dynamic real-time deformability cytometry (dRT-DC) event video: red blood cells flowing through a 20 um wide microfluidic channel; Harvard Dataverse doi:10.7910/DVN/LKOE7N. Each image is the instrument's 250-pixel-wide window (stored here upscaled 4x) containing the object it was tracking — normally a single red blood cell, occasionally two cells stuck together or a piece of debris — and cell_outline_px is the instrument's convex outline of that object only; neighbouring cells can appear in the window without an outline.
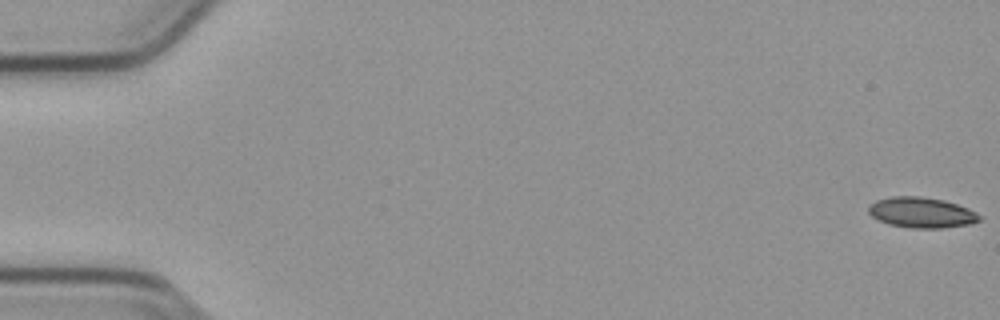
{"species": "common noctule bat (a hibernating species)", "species_latin": "Nyctalus noctula", "temperature_condition": "cold", "stored_images_in_passage": 56, "camera_frame_rate_fps": 3000, "um_per_image_px": 0.085, "animal": {"sex": "male", "body_mass_g": 23.1, "forearm_length_mm": 52.7}, "frame": {"image": 1, "passage_image": 1, "time_ms": 0.0, "image_size_px": [1000, 320], "cell_outline_px": [[980, 220], [972, 224], [944, 228], [912, 228], [888, 224], [872, 216], [868, 212], [868, 204], [876, 200], [892, 196], [920, 196], [944, 200], [968, 208], [976, 212], [980, 216]], "centroid_in_image_um": [78.32, 18.06], "position_along_channel_um": 6.7, "area_um2": 19.83}}
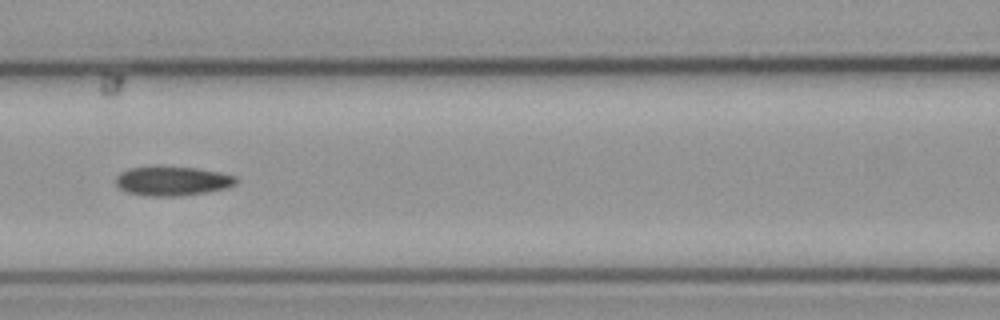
{"frame": {"image": 2, "passage_image": 25, "time_ms": 8.0, "image_size_px": [1000, 320], "cell_outline_px": [[236, 184], [228, 188], [208, 192], [180, 196], [148, 196], [128, 192], [120, 188], [116, 184], [116, 176], [120, 172], [128, 168], [196, 168], [220, 172], [236, 176]], "centroid_in_image_um": [14.69, 15.41], "position_along_channel_um": 151.9, "area_um2": 20.17}}
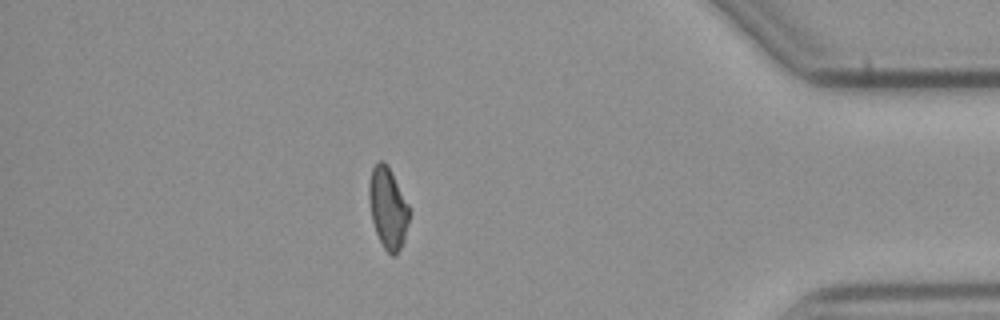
{"frame": {"image": 3, "passage_image": 48, "time_ms": 15.667, "image_size_px": [1000, 320], "cell_outline_px": [[408, 224], [404, 240], [396, 256], [392, 256], [384, 248], [376, 232], [372, 220], [368, 200], [368, 184], [372, 168], [380, 160], [388, 168], [408, 204]], "centroid_in_image_um": [32.94, 17.73], "position_along_channel_um": 402.3, "area_um2": 18.55}, "authors_computed_cell_mechanics": {"area_um2": 19.9699, "velocity_mm_per_s": 3.8065, "shape_relaxation_time_tau1_ms": null, "shape_relaxation_time_tau2_ms": 6.7171, "deformation_change_tau1": null, "deformation_change_tau2": 0.1184}}